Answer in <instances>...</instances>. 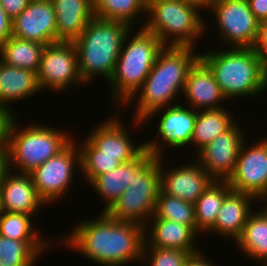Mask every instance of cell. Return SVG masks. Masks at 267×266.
Wrapping results in <instances>:
<instances>
[{"mask_svg": "<svg viewBox=\"0 0 267 266\" xmlns=\"http://www.w3.org/2000/svg\"><path fill=\"white\" fill-rule=\"evenodd\" d=\"M144 235L145 227L141 224L117 221L102 212L97 219L79 223L61 241L95 263L122 266L142 260Z\"/></svg>", "mask_w": 267, "mask_h": 266, "instance_id": "obj_1", "label": "cell"}, {"mask_svg": "<svg viewBox=\"0 0 267 266\" xmlns=\"http://www.w3.org/2000/svg\"><path fill=\"white\" fill-rule=\"evenodd\" d=\"M194 48L164 45L160 50L144 83L126 102L128 103L140 93L138 107L134 114V122L137 125L144 124L146 120L149 121L150 117L171 106L170 103L177 97L178 92L184 91L188 72L200 58L199 53L194 54Z\"/></svg>", "mask_w": 267, "mask_h": 266, "instance_id": "obj_2", "label": "cell"}, {"mask_svg": "<svg viewBox=\"0 0 267 266\" xmlns=\"http://www.w3.org/2000/svg\"><path fill=\"white\" fill-rule=\"evenodd\" d=\"M144 144L145 150L133 160V181L105 213L117 221L139 223L147 230L146 226L153 221L151 216L161 190L160 157L163 144L156 140Z\"/></svg>", "mask_w": 267, "mask_h": 266, "instance_id": "obj_3", "label": "cell"}, {"mask_svg": "<svg viewBox=\"0 0 267 266\" xmlns=\"http://www.w3.org/2000/svg\"><path fill=\"white\" fill-rule=\"evenodd\" d=\"M132 27L122 21L94 17L73 42L77 52L78 70L84 83L95 75L112 78L123 42Z\"/></svg>", "mask_w": 267, "mask_h": 266, "instance_id": "obj_4", "label": "cell"}, {"mask_svg": "<svg viewBox=\"0 0 267 266\" xmlns=\"http://www.w3.org/2000/svg\"><path fill=\"white\" fill-rule=\"evenodd\" d=\"M200 59L213 72L222 94L229 100L237 96H257L267 88V64L253 48L213 50L201 53Z\"/></svg>", "mask_w": 267, "mask_h": 266, "instance_id": "obj_5", "label": "cell"}, {"mask_svg": "<svg viewBox=\"0 0 267 266\" xmlns=\"http://www.w3.org/2000/svg\"><path fill=\"white\" fill-rule=\"evenodd\" d=\"M140 29L128 42L129 33L126 35L114 73L108 82L112 97L116 101H123V104L142 86L164 47L156 34L143 27Z\"/></svg>", "mask_w": 267, "mask_h": 266, "instance_id": "obj_6", "label": "cell"}, {"mask_svg": "<svg viewBox=\"0 0 267 266\" xmlns=\"http://www.w3.org/2000/svg\"><path fill=\"white\" fill-rule=\"evenodd\" d=\"M200 9V6L186 0L152 1L147 4L146 11L150 18L142 27L156 34L164 45L195 47L194 40L206 28L199 15ZM169 38L173 40L171 43H168Z\"/></svg>", "mask_w": 267, "mask_h": 266, "instance_id": "obj_7", "label": "cell"}, {"mask_svg": "<svg viewBox=\"0 0 267 266\" xmlns=\"http://www.w3.org/2000/svg\"><path fill=\"white\" fill-rule=\"evenodd\" d=\"M16 123L15 118L10 128L5 153L9 167L16 165L21 173L30 174L49 158L58 155L73 141L67 136L66 131L62 132L36 123L19 131Z\"/></svg>", "mask_w": 267, "mask_h": 266, "instance_id": "obj_8", "label": "cell"}, {"mask_svg": "<svg viewBox=\"0 0 267 266\" xmlns=\"http://www.w3.org/2000/svg\"><path fill=\"white\" fill-rule=\"evenodd\" d=\"M75 145L73 140L58 155L49 158L29 174L38 196L44 203H52L51 201L55 202L63 197L72 183L74 166L78 164L80 169V150L79 146Z\"/></svg>", "mask_w": 267, "mask_h": 266, "instance_id": "obj_9", "label": "cell"}, {"mask_svg": "<svg viewBox=\"0 0 267 266\" xmlns=\"http://www.w3.org/2000/svg\"><path fill=\"white\" fill-rule=\"evenodd\" d=\"M216 16L221 37L231 47L253 48L259 21L247 0H213L209 5Z\"/></svg>", "mask_w": 267, "mask_h": 266, "instance_id": "obj_10", "label": "cell"}, {"mask_svg": "<svg viewBox=\"0 0 267 266\" xmlns=\"http://www.w3.org/2000/svg\"><path fill=\"white\" fill-rule=\"evenodd\" d=\"M37 80L41 91L48 87L62 92L76 83H84L79 74L77 52L73 42H57L45 46Z\"/></svg>", "mask_w": 267, "mask_h": 266, "instance_id": "obj_11", "label": "cell"}, {"mask_svg": "<svg viewBox=\"0 0 267 266\" xmlns=\"http://www.w3.org/2000/svg\"><path fill=\"white\" fill-rule=\"evenodd\" d=\"M245 144L244 140L234 172L227 181L233 191L265 201L263 198L267 193V138L257 141V144L250 148H246Z\"/></svg>", "mask_w": 267, "mask_h": 266, "instance_id": "obj_12", "label": "cell"}, {"mask_svg": "<svg viewBox=\"0 0 267 266\" xmlns=\"http://www.w3.org/2000/svg\"><path fill=\"white\" fill-rule=\"evenodd\" d=\"M238 123L221 133L198 152V163L214 180H228L234 172L245 136Z\"/></svg>", "mask_w": 267, "mask_h": 266, "instance_id": "obj_13", "label": "cell"}, {"mask_svg": "<svg viewBox=\"0 0 267 266\" xmlns=\"http://www.w3.org/2000/svg\"><path fill=\"white\" fill-rule=\"evenodd\" d=\"M12 36L49 45L57 43L56 15L51 1H30L12 20Z\"/></svg>", "mask_w": 267, "mask_h": 266, "instance_id": "obj_14", "label": "cell"}, {"mask_svg": "<svg viewBox=\"0 0 267 266\" xmlns=\"http://www.w3.org/2000/svg\"><path fill=\"white\" fill-rule=\"evenodd\" d=\"M119 117L100 123L86 139L97 149V156L118 157L122 164L137 158L145 150V144H132Z\"/></svg>", "mask_w": 267, "mask_h": 266, "instance_id": "obj_15", "label": "cell"}, {"mask_svg": "<svg viewBox=\"0 0 267 266\" xmlns=\"http://www.w3.org/2000/svg\"><path fill=\"white\" fill-rule=\"evenodd\" d=\"M163 156L160 157V187L161 191L167 195L181 198L184 201L195 203L203 194V191L214 180L197 160L196 164H185L180 168L163 171Z\"/></svg>", "mask_w": 267, "mask_h": 266, "instance_id": "obj_16", "label": "cell"}, {"mask_svg": "<svg viewBox=\"0 0 267 266\" xmlns=\"http://www.w3.org/2000/svg\"><path fill=\"white\" fill-rule=\"evenodd\" d=\"M183 93L188 99L186 103L195 111L222 108L219 103L226 99L213 72L200 58L188 72Z\"/></svg>", "mask_w": 267, "mask_h": 266, "instance_id": "obj_17", "label": "cell"}, {"mask_svg": "<svg viewBox=\"0 0 267 266\" xmlns=\"http://www.w3.org/2000/svg\"><path fill=\"white\" fill-rule=\"evenodd\" d=\"M13 173V174H12ZM6 173L1 186V211L34 215L45 204L38 196L29 174Z\"/></svg>", "mask_w": 267, "mask_h": 266, "instance_id": "obj_18", "label": "cell"}, {"mask_svg": "<svg viewBox=\"0 0 267 266\" xmlns=\"http://www.w3.org/2000/svg\"><path fill=\"white\" fill-rule=\"evenodd\" d=\"M57 42H74L95 16L93 0H52Z\"/></svg>", "mask_w": 267, "mask_h": 266, "instance_id": "obj_19", "label": "cell"}, {"mask_svg": "<svg viewBox=\"0 0 267 266\" xmlns=\"http://www.w3.org/2000/svg\"><path fill=\"white\" fill-rule=\"evenodd\" d=\"M153 220V225L149 223L151 227L148 233L145 230L143 247L180 249L191 254L199 252V249H196V245L194 244L197 233L199 235L196 226H187L165 219Z\"/></svg>", "mask_w": 267, "mask_h": 266, "instance_id": "obj_20", "label": "cell"}, {"mask_svg": "<svg viewBox=\"0 0 267 266\" xmlns=\"http://www.w3.org/2000/svg\"><path fill=\"white\" fill-rule=\"evenodd\" d=\"M167 107L161 115L158 125V133L162 143H167L172 148H182L191 144L197 111L182 106L180 103Z\"/></svg>", "mask_w": 267, "mask_h": 266, "instance_id": "obj_21", "label": "cell"}, {"mask_svg": "<svg viewBox=\"0 0 267 266\" xmlns=\"http://www.w3.org/2000/svg\"><path fill=\"white\" fill-rule=\"evenodd\" d=\"M251 201L254 197L249 194L231 191L224 199L218 212L215 224L208 230L223 236H231L237 240L244 229L248 216L252 212ZM214 230V231H213Z\"/></svg>", "mask_w": 267, "mask_h": 266, "instance_id": "obj_22", "label": "cell"}, {"mask_svg": "<svg viewBox=\"0 0 267 266\" xmlns=\"http://www.w3.org/2000/svg\"><path fill=\"white\" fill-rule=\"evenodd\" d=\"M41 92L37 74L33 71L8 66L0 60V105L20 101Z\"/></svg>", "mask_w": 267, "mask_h": 266, "instance_id": "obj_23", "label": "cell"}, {"mask_svg": "<svg viewBox=\"0 0 267 266\" xmlns=\"http://www.w3.org/2000/svg\"><path fill=\"white\" fill-rule=\"evenodd\" d=\"M239 249L250 259L260 260L267 266V211H253L248 216L241 236L236 240Z\"/></svg>", "mask_w": 267, "mask_h": 266, "instance_id": "obj_24", "label": "cell"}, {"mask_svg": "<svg viewBox=\"0 0 267 266\" xmlns=\"http://www.w3.org/2000/svg\"><path fill=\"white\" fill-rule=\"evenodd\" d=\"M45 46L11 36L0 46V60L8 66L30 70L37 74Z\"/></svg>", "mask_w": 267, "mask_h": 266, "instance_id": "obj_25", "label": "cell"}, {"mask_svg": "<svg viewBox=\"0 0 267 266\" xmlns=\"http://www.w3.org/2000/svg\"><path fill=\"white\" fill-rule=\"evenodd\" d=\"M231 191L227 180H213L203 191L194 203L198 232H207L215 224L222 203Z\"/></svg>", "mask_w": 267, "mask_h": 266, "instance_id": "obj_26", "label": "cell"}, {"mask_svg": "<svg viewBox=\"0 0 267 266\" xmlns=\"http://www.w3.org/2000/svg\"><path fill=\"white\" fill-rule=\"evenodd\" d=\"M235 122L224 108L197 111L191 144L196 145L198 153Z\"/></svg>", "mask_w": 267, "mask_h": 266, "instance_id": "obj_27", "label": "cell"}, {"mask_svg": "<svg viewBox=\"0 0 267 266\" xmlns=\"http://www.w3.org/2000/svg\"><path fill=\"white\" fill-rule=\"evenodd\" d=\"M133 181V161L120 164L114 170L101 174L93 179L90 184L107 203L102 212L108 210L116 202L125 189Z\"/></svg>", "mask_w": 267, "mask_h": 266, "instance_id": "obj_28", "label": "cell"}, {"mask_svg": "<svg viewBox=\"0 0 267 266\" xmlns=\"http://www.w3.org/2000/svg\"><path fill=\"white\" fill-rule=\"evenodd\" d=\"M46 242L14 240L0 235V266H34L38 256L48 248Z\"/></svg>", "mask_w": 267, "mask_h": 266, "instance_id": "obj_29", "label": "cell"}, {"mask_svg": "<svg viewBox=\"0 0 267 266\" xmlns=\"http://www.w3.org/2000/svg\"><path fill=\"white\" fill-rule=\"evenodd\" d=\"M147 11L145 0H93L94 16L132 25L135 17Z\"/></svg>", "mask_w": 267, "mask_h": 266, "instance_id": "obj_30", "label": "cell"}, {"mask_svg": "<svg viewBox=\"0 0 267 266\" xmlns=\"http://www.w3.org/2000/svg\"><path fill=\"white\" fill-rule=\"evenodd\" d=\"M153 219H165L187 226H196L195 206L181 198L167 195L161 190L155 205Z\"/></svg>", "mask_w": 267, "mask_h": 266, "instance_id": "obj_31", "label": "cell"}, {"mask_svg": "<svg viewBox=\"0 0 267 266\" xmlns=\"http://www.w3.org/2000/svg\"><path fill=\"white\" fill-rule=\"evenodd\" d=\"M25 213L0 212V235L6 238L23 241H43L40 233L32 226V220Z\"/></svg>", "mask_w": 267, "mask_h": 266, "instance_id": "obj_32", "label": "cell"}, {"mask_svg": "<svg viewBox=\"0 0 267 266\" xmlns=\"http://www.w3.org/2000/svg\"><path fill=\"white\" fill-rule=\"evenodd\" d=\"M85 142V143H84ZM80 150V169L86 180L91 182L97 176L117 168L118 157L97 156V149L86 139Z\"/></svg>", "mask_w": 267, "mask_h": 266, "instance_id": "obj_33", "label": "cell"}, {"mask_svg": "<svg viewBox=\"0 0 267 266\" xmlns=\"http://www.w3.org/2000/svg\"><path fill=\"white\" fill-rule=\"evenodd\" d=\"M146 253H150L148 256L151 255V266H184L191 255L190 252L180 249L143 247L142 259L146 258Z\"/></svg>", "mask_w": 267, "mask_h": 266, "instance_id": "obj_34", "label": "cell"}, {"mask_svg": "<svg viewBox=\"0 0 267 266\" xmlns=\"http://www.w3.org/2000/svg\"><path fill=\"white\" fill-rule=\"evenodd\" d=\"M12 112L10 107L0 105V153L6 151L10 128L16 118Z\"/></svg>", "mask_w": 267, "mask_h": 266, "instance_id": "obj_35", "label": "cell"}, {"mask_svg": "<svg viewBox=\"0 0 267 266\" xmlns=\"http://www.w3.org/2000/svg\"><path fill=\"white\" fill-rule=\"evenodd\" d=\"M254 51L267 64V20L259 22Z\"/></svg>", "mask_w": 267, "mask_h": 266, "instance_id": "obj_36", "label": "cell"}, {"mask_svg": "<svg viewBox=\"0 0 267 266\" xmlns=\"http://www.w3.org/2000/svg\"><path fill=\"white\" fill-rule=\"evenodd\" d=\"M29 2L30 0H0V5L13 20L26 9Z\"/></svg>", "mask_w": 267, "mask_h": 266, "instance_id": "obj_37", "label": "cell"}, {"mask_svg": "<svg viewBox=\"0 0 267 266\" xmlns=\"http://www.w3.org/2000/svg\"><path fill=\"white\" fill-rule=\"evenodd\" d=\"M12 36V19L0 5V46Z\"/></svg>", "mask_w": 267, "mask_h": 266, "instance_id": "obj_38", "label": "cell"}, {"mask_svg": "<svg viewBox=\"0 0 267 266\" xmlns=\"http://www.w3.org/2000/svg\"><path fill=\"white\" fill-rule=\"evenodd\" d=\"M255 18L261 22L267 20V0H247Z\"/></svg>", "mask_w": 267, "mask_h": 266, "instance_id": "obj_39", "label": "cell"}, {"mask_svg": "<svg viewBox=\"0 0 267 266\" xmlns=\"http://www.w3.org/2000/svg\"><path fill=\"white\" fill-rule=\"evenodd\" d=\"M184 266H214L213 263L207 260L201 252L191 254L186 260Z\"/></svg>", "mask_w": 267, "mask_h": 266, "instance_id": "obj_40", "label": "cell"}, {"mask_svg": "<svg viewBox=\"0 0 267 266\" xmlns=\"http://www.w3.org/2000/svg\"><path fill=\"white\" fill-rule=\"evenodd\" d=\"M9 170L12 171L11 167H9L6 153L1 152L0 153V189H1L4 177Z\"/></svg>", "mask_w": 267, "mask_h": 266, "instance_id": "obj_41", "label": "cell"}, {"mask_svg": "<svg viewBox=\"0 0 267 266\" xmlns=\"http://www.w3.org/2000/svg\"><path fill=\"white\" fill-rule=\"evenodd\" d=\"M188 2H192L195 3L196 5L200 6L203 10L207 7H209V5L213 2V0H186Z\"/></svg>", "mask_w": 267, "mask_h": 266, "instance_id": "obj_42", "label": "cell"}, {"mask_svg": "<svg viewBox=\"0 0 267 266\" xmlns=\"http://www.w3.org/2000/svg\"><path fill=\"white\" fill-rule=\"evenodd\" d=\"M152 1H156V0H145L146 4L151 3Z\"/></svg>", "mask_w": 267, "mask_h": 266, "instance_id": "obj_43", "label": "cell"}, {"mask_svg": "<svg viewBox=\"0 0 267 266\" xmlns=\"http://www.w3.org/2000/svg\"><path fill=\"white\" fill-rule=\"evenodd\" d=\"M267 193H266V195L264 196V199H266V202H267ZM264 209L267 211V205H266V207H264Z\"/></svg>", "mask_w": 267, "mask_h": 266, "instance_id": "obj_44", "label": "cell"}, {"mask_svg": "<svg viewBox=\"0 0 267 266\" xmlns=\"http://www.w3.org/2000/svg\"><path fill=\"white\" fill-rule=\"evenodd\" d=\"M30 1H52V0H30Z\"/></svg>", "mask_w": 267, "mask_h": 266, "instance_id": "obj_45", "label": "cell"}, {"mask_svg": "<svg viewBox=\"0 0 267 266\" xmlns=\"http://www.w3.org/2000/svg\"><path fill=\"white\" fill-rule=\"evenodd\" d=\"M0 212H1V191H0Z\"/></svg>", "mask_w": 267, "mask_h": 266, "instance_id": "obj_46", "label": "cell"}]
</instances>
